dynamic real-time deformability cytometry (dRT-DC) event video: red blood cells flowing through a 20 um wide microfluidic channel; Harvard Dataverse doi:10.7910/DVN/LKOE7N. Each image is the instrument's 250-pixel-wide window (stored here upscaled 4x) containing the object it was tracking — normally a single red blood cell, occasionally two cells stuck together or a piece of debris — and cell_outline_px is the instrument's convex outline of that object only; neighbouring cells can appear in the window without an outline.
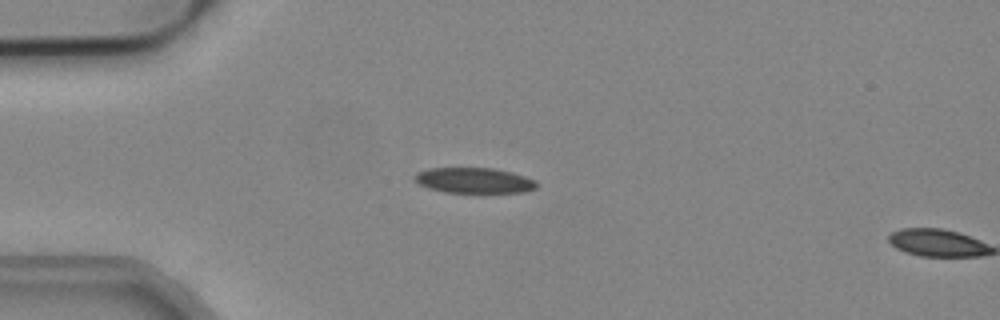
{"species": "common noctule bat (a hibernating species)", "species_latin": "Nyctalus noctula", "temperature_condition": "cold", "stored_images_in_passage": 5, "camera_frame_rate_fps": 3000, "um_per_image_px": 0.085, "animal": {"sex": "male", "body_mass_g": 19.2, "forearm_length_mm": 51.8}, "frame": {"image": 1, "passage_image": 4, "time_ms": 1.0, "image_size_px": [1000, 320], "cell_outline_px": [[540, 184], [536, 188], [524, 192], [444, 192], [428, 188], [412, 180], [412, 176], [416, 172], [428, 168], [492, 168], [512, 172], [536, 180]], "centroid_in_image_um": [40.27, 15.33], "position_along_channel_um": 44.7, "area_um2": 18.26}}